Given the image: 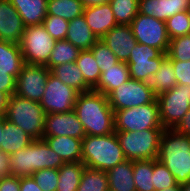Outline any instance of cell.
<instances>
[{"instance_id":"1","label":"cell","mask_w":190,"mask_h":191,"mask_svg":"<svg viewBox=\"0 0 190 191\" xmlns=\"http://www.w3.org/2000/svg\"><path fill=\"white\" fill-rule=\"evenodd\" d=\"M74 111L86 135L103 136L115 132L114 111L108 98L94 90L80 93Z\"/></svg>"},{"instance_id":"41","label":"cell","mask_w":190,"mask_h":191,"mask_svg":"<svg viewBox=\"0 0 190 191\" xmlns=\"http://www.w3.org/2000/svg\"><path fill=\"white\" fill-rule=\"evenodd\" d=\"M42 191H56L59 181L58 169H41L31 176Z\"/></svg>"},{"instance_id":"46","label":"cell","mask_w":190,"mask_h":191,"mask_svg":"<svg viewBox=\"0 0 190 191\" xmlns=\"http://www.w3.org/2000/svg\"><path fill=\"white\" fill-rule=\"evenodd\" d=\"M0 191H20V177L14 175L0 177Z\"/></svg>"},{"instance_id":"31","label":"cell","mask_w":190,"mask_h":191,"mask_svg":"<svg viewBox=\"0 0 190 191\" xmlns=\"http://www.w3.org/2000/svg\"><path fill=\"white\" fill-rule=\"evenodd\" d=\"M75 64L81 70L86 84L93 90L100 80L101 71L92 52L80 51Z\"/></svg>"},{"instance_id":"33","label":"cell","mask_w":190,"mask_h":191,"mask_svg":"<svg viewBox=\"0 0 190 191\" xmlns=\"http://www.w3.org/2000/svg\"><path fill=\"white\" fill-rule=\"evenodd\" d=\"M153 159L133 161L136 191H155L153 185Z\"/></svg>"},{"instance_id":"54","label":"cell","mask_w":190,"mask_h":191,"mask_svg":"<svg viewBox=\"0 0 190 191\" xmlns=\"http://www.w3.org/2000/svg\"><path fill=\"white\" fill-rule=\"evenodd\" d=\"M2 129H3V117H0V150H1V140H2Z\"/></svg>"},{"instance_id":"49","label":"cell","mask_w":190,"mask_h":191,"mask_svg":"<svg viewBox=\"0 0 190 191\" xmlns=\"http://www.w3.org/2000/svg\"><path fill=\"white\" fill-rule=\"evenodd\" d=\"M11 166L8 160V154L0 150V177L10 176Z\"/></svg>"},{"instance_id":"7","label":"cell","mask_w":190,"mask_h":191,"mask_svg":"<svg viewBox=\"0 0 190 191\" xmlns=\"http://www.w3.org/2000/svg\"><path fill=\"white\" fill-rule=\"evenodd\" d=\"M54 43L42 24L27 26L19 43L25 64L46 66Z\"/></svg>"},{"instance_id":"14","label":"cell","mask_w":190,"mask_h":191,"mask_svg":"<svg viewBox=\"0 0 190 191\" xmlns=\"http://www.w3.org/2000/svg\"><path fill=\"white\" fill-rule=\"evenodd\" d=\"M120 62H127L137 41L130 25H116L101 39Z\"/></svg>"},{"instance_id":"6","label":"cell","mask_w":190,"mask_h":191,"mask_svg":"<svg viewBox=\"0 0 190 191\" xmlns=\"http://www.w3.org/2000/svg\"><path fill=\"white\" fill-rule=\"evenodd\" d=\"M115 131H142L163 128L157 98L141 106L114 111Z\"/></svg>"},{"instance_id":"2","label":"cell","mask_w":190,"mask_h":191,"mask_svg":"<svg viewBox=\"0 0 190 191\" xmlns=\"http://www.w3.org/2000/svg\"><path fill=\"white\" fill-rule=\"evenodd\" d=\"M157 159L173 174L178 184L190 180V136L164 129Z\"/></svg>"},{"instance_id":"8","label":"cell","mask_w":190,"mask_h":191,"mask_svg":"<svg viewBox=\"0 0 190 191\" xmlns=\"http://www.w3.org/2000/svg\"><path fill=\"white\" fill-rule=\"evenodd\" d=\"M160 121L164 129H173L190 109V85L177 84L157 96Z\"/></svg>"},{"instance_id":"48","label":"cell","mask_w":190,"mask_h":191,"mask_svg":"<svg viewBox=\"0 0 190 191\" xmlns=\"http://www.w3.org/2000/svg\"><path fill=\"white\" fill-rule=\"evenodd\" d=\"M20 191H42L31 176L20 177Z\"/></svg>"},{"instance_id":"35","label":"cell","mask_w":190,"mask_h":191,"mask_svg":"<svg viewBox=\"0 0 190 191\" xmlns=\"http://www.w3.org/2000/svg\"><path fill=\"white\" fill-rule=\"evenodd\" d=\"M117 24L130 25L138 14V0H109Z\"/></svg>"},{"instance_id":"5","label":"cell","mask_w":190,"mask_h":191,"mask_svg":"<svg viewBox=\"0 0 190 191\" xmlns=\"http://www.w3.org/2000/svg\"><path fill=\"white\" fill-rule=\"evenodd\" d=\"M164 128L142 131H115L126 160L157 159Z\"/></svg>"},{"instance_id":"10","label":"cell","mask_w":190,"mask_h":191,"mask_svg":"<svg viewBox=\"0 0 190 191\" xmlns=\"http://www.w3.org/2000/svg\"><path fill=\"white\" fill-rule=\"evenodd\" d=\"M79 94L77 90L62 83L50 73L39 103L46 114L65 113L74 110Z\"/></svg>"},{"instance_id":"24","label":"cell","mask_w":190,"mask_h":191,"mask_svg":"<svg viewBox=\"0 0 190 191\" xmlns=\"http://www.w3.org/2000/svg\"><path fill=\"white\" fill-rule=\"evenodd\" d=\"M63 164L60 156L51 149L44 139L33 140V173L41 169H59Z\"/></svg>"},{"instance_id":"53","label":"cell","mask_w":190,"mask_h":191,"mask_svg":"<svg viewBox=\"0 0 190 191\" xmlns=\"http://www.w3.org/2000/svg\"><path fill=\"white\" fill-rule=\"evenodd\" d=\"M181 191H190V180L184 184H181Z\"/></svg>"},{"instance_id":"38","label":"cell","mask_w":190,"mask_h":191,"mask_svg":"<svg viewBox=\"0 0 190 191\" xmlns=\"http://www.w3.org/2000/svg\"><path fill=\"white\" fill-rule=\"evenodd\" d=\"M165 58H154L149 61H136V63H127L130 78L142 81L151 74H155Z\"/></svg>"},{"instance_id":"4","label":"cell","mask_w":190,"mask_h":191,"mask_svg":"<svg viewBox=\"0 0 190 191\" xmlns=\"http://www.w3.org/2000/svg\"><path fill=\"white\" fill-rule=\"evenodd\" d=\"M46 113L39 102L13 94L9 97L5 118L19 126L34 140L42 139Z\"/></svg>"},{"instance_id":"18","label":"cell","mask_w":190,"mask_h":191,"mask_svg":"<svg viewBox=\"0 0 190 191\" xmlns=\"http://www.w3.org/2000/svg\"><path fill=\"white\" fill-rule=\"evenodd\" d=\"M65 40L80 51H85L90 50L99 39L89 28L84 16L81 15L69 21Z\"/></svg>"},{"instance_id":"47","label":"cell","mask_w":190,"mask_h":191,"mask_svg":"<svg viewBox=\"0 0 190 191\" xmlns=\"http://www.w3.org/2000/svg\"><path fill=\"white\" fill-rule=\"evenodd\" d=\"M173 129L180 134L190 136V109Z\"/></svg>"},{"instance_id":"37","label":"cell","mask_w":190,"mask_h":191,"mask_svg":"<svg viewBox=\"0 0 190 191\" xmlns=\"http://www.w3.org/2000/svg\"><path fill=\"white\" fill-rule=\"evenodd\" d=\"M152 177L155 191L171 188L178 184L173 174L158 159H153Z\"/></svg>"},{"instance_id":"19","label":"cell","mask_w":190,"mask_h":191,"mask_svg":"<svg viewBox=\"0 0 190 191\" xmlns=\"http://www.w3.org/2000/svg\"><path fill=\"white\" fill-rule=\"evenodd\" d=\"M141 82L156 96L174 88L177 85V80L170 60L166 57L162 61L159 70L155 74L147 76Z\"/></svg>"},{"instance_id":"40","label":"cell","mask_w":190,"mask_h":191,"mask_svg":"<svg viewBox=\"0 0 190 191\" xmlns=\"http://www.w3.org/2000/svg\"><path fill=\"white\" fill-rule=\"evenodd\" d=\"M90 51L96 59L101 73L105 71V68L114 66L119 62L116 55L100 39L94 44Z\"/></svg>"},{"instance_id":"29","label":"cell","mask_w":190,"mask_h":191,"mask_svg":"<svg viewBox=\"0 0 190 191\" xmlns=\"http://www.w3.org/2000/svg\"><path fill=\"white\" fill-rule=\"evenodd\" d=\"M8 160L12 175L17 177L32 176L33 142L14 154H8Z\"/></svg>"},{"instance_id":"39","label":"cell","mask_w":190,"mask_h":191,"mask_svg":"<svg viewBox=\"0 0 190 191\" xmlns=\"http://www.w3.org/2000/svg\"><path fill=\"white\" fill-rule=\"evenodd\" d=\"M167 33L170 39L190 34V19L187 11L171 16L166 20Z\"/></svg>"},{"instance_id":"43","label":"cell","mask_w":190,"mask_h":191,"mask_svg":"<svg viewBox=\"0 0 190 191\" xmlns=\"http://www.w3.org/2000/svg\"><path fill=\"white\" fill-rule=\"evenodd\" d=\"M167 54L155 47L141 43H136L131 51L130 57L126 63H136V61H149L154 58H166Z\"/></svg>"},{"instance_id":"27","label":"cell","mask_w":190,"mask_h":191,"mask_svg":"<svg viewBox=\"0 0 190 191\" xmlns=\"http://www.w3.org/2000/svg\"><path fill=\"white\" fill-rule=\"evenodd\" d=\"M51 74L62 83L74 88L79 93L91 91L92 89L86 84L83 74L79 67L73 63L57 65L50 69Z\"/></svg>"},{"instance_id":"26","label":"cell","mask_w":190,"mask_h":191,"mask_svg":"<svg viewBox=\"0 0 190 191\" xmlns=\"http://www.w3.org/2000/svg\"><path fill=\"white\" fill-rule=\"evenodd\" d=\"M109 190L136 191L133 178V161L125 160L107 171Z\"/></svg>"},{"instance_id":"52","label":"cell","mask_w":190,"mask_h":191,"mask_svg":"<svg viewBox=\"0 0 190 191\" xmlns=\"http://www.w3.org/2000/svg\"><path fill=\"white\" fill-rule=\"evenodd\" d=\"M161 191H181V184H177L174 187L163 189Z\"/></svg>"},{"instance_id":"30","label":"cell","mask_w":190,"mask_h":191,"mask_svg":"<svg viewBox=\"0 0 190 191\" xmlns=\"http://www.w3.org/2000/svg\"><path fill=\"white\" fill-rule=\"evenodd\" d=\"M84 8L80 0H48L47 15L70 21L83 15Z\"/></svg>"},{"instance_id":"11","label":"cell","mask_w":190,"mask_h":191,"mask_svg":"<svg viewBox=\"0 0 190 191\" xmlns=\"http://www.w3.org/2000/svg\"><path fill=\"white\" fill-rule=\"evenodd\" d=\"M107 98L112 110L117 111L149 104L157 96L141 81L129 78L125 83L115 88Z\"/></svg>"},{"instance_id":"51","label":"cell","mask_w":190,"mask_h":191,"mask_svg":"<svg viewBox=\"0 0 190 191\" xmlns=\"http://www.w3.org/2000/svg\"><path fill=\"white\" fill-rule=\"evenodd\" d=\"M80 1L83 3L84 7L109 3V0H80Z\"/></svg>"},{"instance_id":"55","label":"cell","mask_w":190,"mask_h":191,"mask_svg":"<svg viewBox=\"0 0 190 191\" xmlns=\"http://www.w3.org/2000/svg\"><path fill=\"white\" fill-rule=\"evenodd\" d=\"M187 14H188V17H189V19H190V5H189V7L187 8Z\"/></svg>"},{"instance_id":"28","label":"cell","mask_w":190,"mask_h":191,"mask_svg":"<svg viewBox=\"0 0 190 191\" xmlns=\"http://www.w3.org/2000/svg\"><path fill=\"white\" fill-rule=\"evenodd\" d=\"M85 164L80 162L64 163L59 169V181L56 191H77Z\"/></svg>"},{"instance_id":"32","label":"cell","mask_w":190,"mask_h":191,"mask_svg":"<svg viewBox=\"0 0 190 191\" xmlns=\"http://www.w3.org/2000/svg\"><path fill=\"white\" fill-rule=\"evenodd\" d=\"M79 52L80 50L67 40L55 41L46 67L50 70L57 65L73 63L77 60Z\"/></svg>"},{"instance_id":"42","label":"cell","mask_w":190,"mask_h":191,"mask_svg":"<svg viewBox=\"0 0 190 191\" xmlns=\"http://www.w3.org/2000/svg\"><path fill=\"white\" fill-rule=\"evenodd\" d=\"M42 25L55 41L65 40L69 21L61 17L47 15Z\"/></svg>"},{"instance_id":"3","label":"cell","mask_w":190,"mask_h":191,"mask_svg":"<svg viewBox=\"0 0 190 191\" xmlns=\"http://www.w3.org/2000/svg\"><path fill=\"white\" fill-rule=\"evenodd\" d=\"M125 160L115 132L103 136L85 135L82 139V162L85 167L107 172Z\"/></svg>"},{"instance_id":"21","label":"cell","mask_w":190,"mask_h":191,"mask_svg":"<svg viewBox=\"0 0 190 191\" xmlns=\"http://www.w3.org/2000/svg\"><path fill=\"white\" fill-rule=\"evenodd\" d=\"M33 138L19 126L3 117L1 150L7 154H14L33 142Z\"/></svg>"},{"instance_id":"12","label":"cell","mask_w":190,"mask_h":191,"mask_svg":"<svg viewBox=\"0 0 190 191\" xmlns=\"http://www.w3.org/2000/svg\"><path fill=\"white\" fill-rule=\"evenodd\" d=\"M50 73L46 66L25 64L16 78L14 94L40 102Z\"/></svg>"},{"instance_id":"44","label":"cell","mask_w":190,"mask_h":191,"mask_svg":"<svg viewBox=\"0 0 190 191\" xmlns=\"http://www.w3.org/2000/svg\"><path fill=\"white\" fill-rule=\"evenodd\" d=\"M175 71L177 84L190 85V61H170Z\"/></svg>"},{"instance_id":"20","label":"cell","mask_w":190,"mask_h":191,"mask_svg":"<svg viewBox=\"0 0 190 191\" xmlns=\"http://www.w3.org/2000/svg\"><path fill=\"white\" fill-rule=\"evenodd\" d=\"M44 140L64 163L82 161V140L69 136L45 137Z\"/></svg>"},{"instance_id":"9","label":"cell","mask_w":190,"mask_h":191,"mask_svg":"<svg viewBox=\"0 0 190 191\" xmlns=\"http://www.w3.org/2000/svg\"><path fill=\"white\" fill-rule=\"evenodd\" d=\"M130 26L137 43L152 46L167 53L170 38L166 22L138 13Z\"/></svg>"},{"instance_id":"22","label":"cell","mask_w":190,"mask_h":191,"mask_svg":"<svg viewBox=\"0 0 190 191\" xmlns=\"http://www.w3.org/2000/svg\"><path fill=\"white\" fill-rule=\"evenodd\" d=\"M23 19L24 25L42 24L47 16L48 0H9Z\"/></svg>"},{"instance_id":"13","label":"cell","mask_w":190,"mask_h":191,"mask_svg":"<svg viewBox=\"0 0 190 191\" xmlns=\"http://www.w3.org/2000/svg\"><path fill=\"white\" fill-rule=\"evenodd\" d=\"M85 135L83 125L74 110L65 113L46 114L42 139L54 136H69L82 140Z\"/></svg>"},{"instance_id":"50","label":"cell","mask_w":190,"mask_h":191,"mask_svg":"<svg viewBox=\"0 0 190 191\" xmlns=\"http://www.w3.org/2000/svg\"><path fill=\"white\" fill-rule=\"evenodd\" d=\"M8 101H9V96L4 92H0V117L5 116Z\"/></svg>"},{"instance_id":"34","label":"cell","mask_w":190,"mask_h":191,"mask_svg":"<svg viewBox=\"0 0 190 191\" xmlns=\"http://www.w3.org/2000/svg\"><path fill=\"white\" fill-rule=\"evenodd\" d=\"M109 181L107 172L85 167L77 191H107Z\"/></svg>"},{"instance_id":"45","label":"cell","mask_w":190,"mask_h":191,"mask_svg":"<svg viewBox=\"0 0 190 191\" xmlns=\"http://www.w3.org/2000/svg\"><path fill=\"white\" fill-rule=\"evenodd\" d=\"M16 78L13 75L0 72V92L6 93L9 97L15 93Z\"/></svg>"},{"instance_id":"17","label":"cell","mask_w":190,"mask_h":191,"mask_svg":"<svg viewBox=\"0 0 190 191\" xmlns=\"http://www.w3.org/2000/svg\"><path fill=\"white\" fill-rule=\"evenodd\" d=\"M83 16L98 39L118 25L109 3L85 7Z\"/></svg>"},{"instance_id":"15","label":"cell","mask_w":190,"mask_h":191,"mask_svg":"<svg viewBox=\"0 0 190 191\" xmlns=\"http://www.w3.org/2000/svg\"><path fill=\"white\" fill-rule=\"evenodd\" d=\"M26 26L9 0H0V40L19 44Z\"/></svg>"},{"instance_id":"16","label":"cell","mask_w":190,"mask_h":191,"mask_svg":"<svg viewBox=\"0 0 190 191\" xmlns=\"http://www.w3.org/2000/svg\"><path fill=\"white\" fill-rule=\"evenodd\" d=\"M190 0H138V13L166 22L177 13L186 11Z\"/></svg>"},{"instance_id":"23","label":"cell","mask_w":190,"mask_h":191,"mask_svg":"<svg viewBox=\"0 0 190 191\" xmlns=\"http://www.w3.org/2000/svg\"><path fill=\"white\" fill-rule=\"evenodd\" d=\"M130 78L129 68L126 62H118L114 66L105 68L94 91L108 96L115 88L125 83Z\"/></svg>"},{"instance_id":"25","label":"cell","mask_w":190,"mask_h":191,"mask_svg":"<svg viewBox=\"0 0 190 191\" xmlns=\"http://www.w3.org/2000/svg\"><path fill=\"white\" fill-rule=\"evenodd\" d=\"M25 65L19 44L0 40V72L17 78Z\"/></svg>"},{"instance_id":"36","label":"cell","mask_w":190,"mask_h":191,"mask_svg":"<svg viewBox=\"0 0 190 191\" xmlns=\"http://www.w3.org/2000/svg\"><path fill=\"white\" fill-rule=\"evenodd\" d=\"M166 54L170 61H190V34L170 39Z\"/></svg>"}]
</instances>
